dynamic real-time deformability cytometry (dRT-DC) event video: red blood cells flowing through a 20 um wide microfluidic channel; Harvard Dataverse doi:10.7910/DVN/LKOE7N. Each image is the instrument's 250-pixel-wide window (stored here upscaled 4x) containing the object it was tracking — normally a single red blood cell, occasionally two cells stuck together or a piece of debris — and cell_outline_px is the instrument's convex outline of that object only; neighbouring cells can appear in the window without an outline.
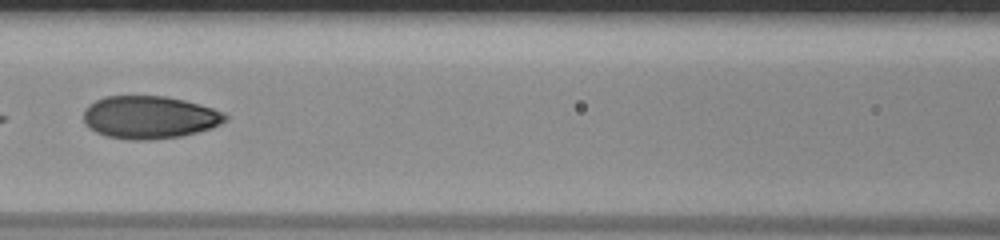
{"species": "human", "species_latin": "Homo sapiens", "temperature_condition": "room temperature", "stored_images_in_passage": 53, "segment_of_instrument_passage": [2, 2], "camera_frame_rate_fps": 3000, "um_per_image_px": 0.085, "donor": {"sex": "male"}, "frame": {"image": 1, "passage_image": 26, "time_ms": 8.333, "image_size_px": [1000, 240], "cell_outline_px": [[228, 120], [212, 128], [180, 136], [148, 140], [128, 140], [104, 136], [88, 128], [84, 124], [84, 108], [88, 104], [104, 96], [164, 96], [184, 100], [200, 104], [224, 112], [228, 116]], "centroid_in_image_um": [12.68, 9.97], "position_along_channel_um": 153.9, "area_um2": 35.6}}
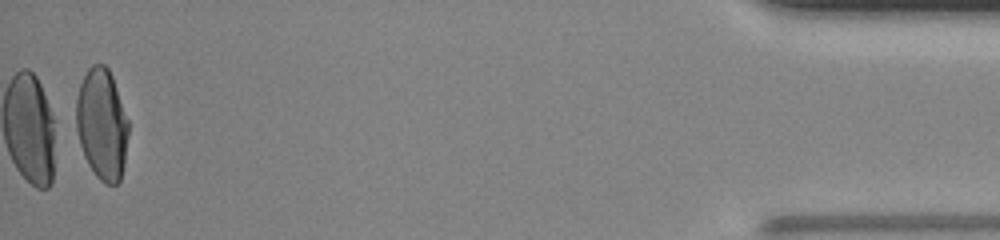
{"frame": {"image": 2, "passage_image": 53, "time_ms": 17.333, "image_size_px": [1000, 240], "cell_outline_px": [[128, 132], [124, 164], [120, 180], [116, 184], [104, 184], [96, 176], [88, 164], [84, 156], [80, 144], [76, 128], [76, 96], [80, 84], [88, 68], [92, 64], [104, 64], [108, 68], [112, 76], [128, 120]], "centroid_in_image_um": [8.65, 10.56], "position_along_channel_um": 426.5, "area_um2": 33.81}}